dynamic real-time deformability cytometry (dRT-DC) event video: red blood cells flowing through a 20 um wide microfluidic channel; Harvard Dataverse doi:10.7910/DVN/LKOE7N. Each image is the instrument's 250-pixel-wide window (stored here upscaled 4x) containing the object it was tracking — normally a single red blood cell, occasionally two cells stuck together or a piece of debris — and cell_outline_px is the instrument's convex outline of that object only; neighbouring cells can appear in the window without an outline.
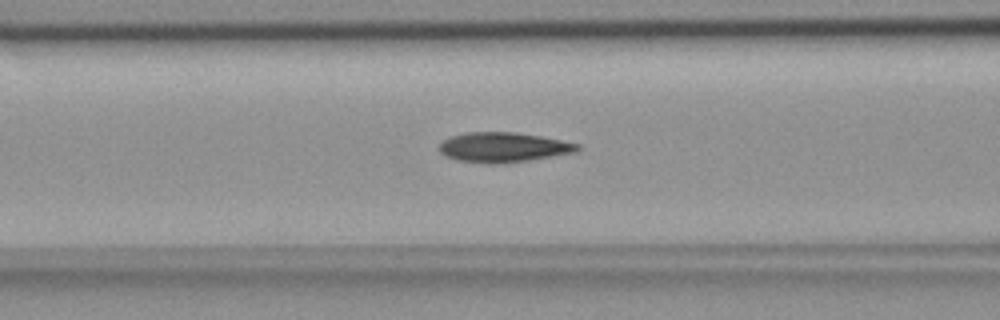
{"species": "common noctule bat (a hibernating species)", "species_latin": "Nyctalus noctula", "temperature_condition": "room temperature", "stored_images_in_passage": 54, "camera_frame_rate_fps": 3000, "um_per_image_px": 0.085, "animal": {"sex": "female", "body_mass_g": 18.4}, "frame": {"image": 1, "passage_image": 22, "time_ms": 7.0, "image_size_px": [1000, 320], "cell_outline_px": [[580, 148], [576, 152], [528, 160], [496, 164], [492, 164], [456, 160], [440, 152], [436, 148], [444, 140], [452, 136], [464, 132], [516, 132], [540, 136], [580, 144]], "centroid_in_image_um": [42.76, 12.51], "position_along_channel_um": 123.8, "area_um2": 23.93}}
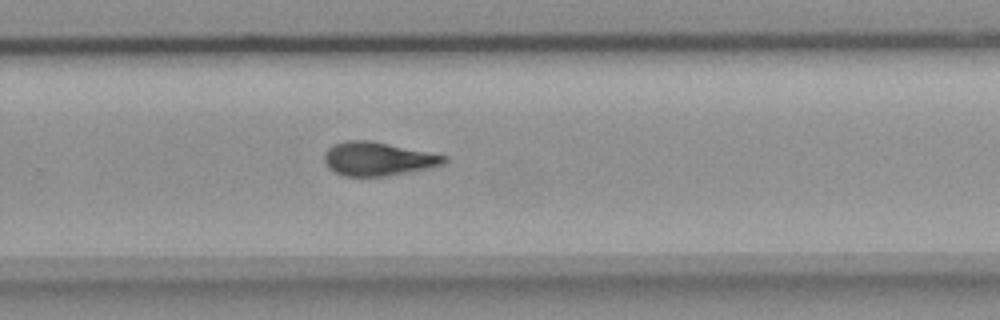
{"frame": {"image": 2, "passage_image": 36, "time_ms": 11.667, "image_size_px": [1000, 320], "cell_outline_px": [[448, 160], [444, 164], [428, 168], [388, 176], [344, 176], [336, 172], [324, 160], [324, 156], [328, 148], [332, 144], [344, 140], [368, 140], [448, 156]], "centroid_in_image_um": [32.13, 13.5], "position_along_channel_um": 297.7, "area_um2": 23.24}}
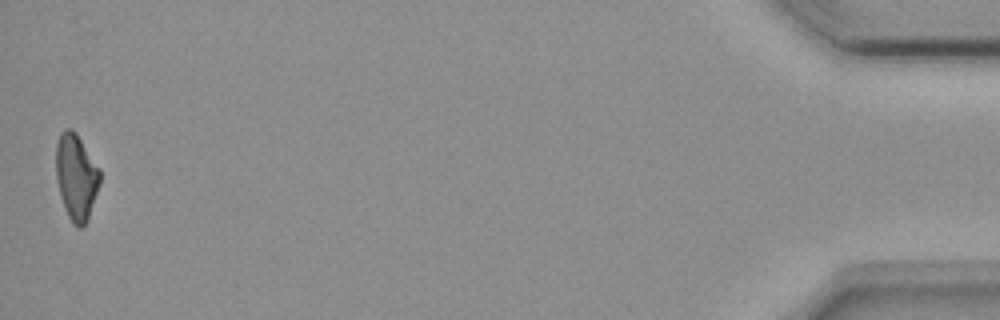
{"frame": {"image": 3, "passage_image": 54, "time_ms": 17.667, "image_size_px": [1000, 320], "cell_outline_px": [[100, 184], [88, 220], [80, 228], [76, 228], [72, 224], [68, 216], [60, 196], [56, 180], [56, 144], [60, 132], [64, 128], [72, 128], [76, 132], [100, 168]], "centroid_in_image_um": [6.48, 15.02], "position_along_channel_um": 428.7, "area_um2": 22.37}, "authors_computed_cell_mechanics": {"area_um2": 23.0044, "velocity_mm_per_s": 3.7371, "shape_relaxation_time_tau1_ms": 7.8571, "shape_relaxation_time_tau2_ms": 4.9236, "deformation_change_tau1": 0.2007, "deformation_change_tau2": 0.133}}